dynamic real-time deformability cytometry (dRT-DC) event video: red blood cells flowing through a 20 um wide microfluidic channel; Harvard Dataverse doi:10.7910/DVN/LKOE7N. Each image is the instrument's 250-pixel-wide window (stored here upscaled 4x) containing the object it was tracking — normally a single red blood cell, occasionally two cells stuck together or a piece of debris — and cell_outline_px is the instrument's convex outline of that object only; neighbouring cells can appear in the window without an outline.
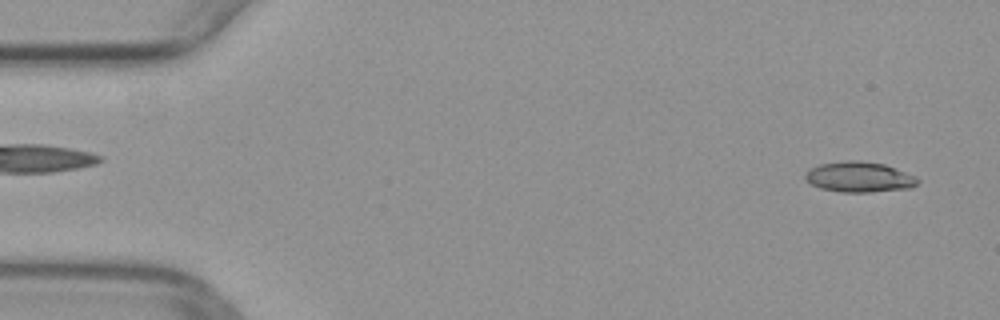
{"species": "common noctule bat (a hibernating species)", "species_latin": "Nyctalus noctula", "temperature_condition": "warm", "stored_images_in_passage": 49, "camera_frame_rate_fps": 3000, "um_per_image_px": 0.085, "animal": {"sex": "female", "body_mass_g": 29.2, "forearm_length_mm": 56.3}, "frame": {"image": 1, "passage_image": 2, "time_ms": 0.333, "image_size_px": [1000, 320], "cell_outline_px": [[920, 180], [912, 188], [868, 192], [844, 192], [820, 188], [812, 184], [804, 176], [808, 168], [820, 164], [848, 160], [856, 160], [884, 164], [916, 176]], "centroid_in_image_um": [73.04, 15.04], "position_along_channel_um": 12.0, "area_um2": 19.83}}
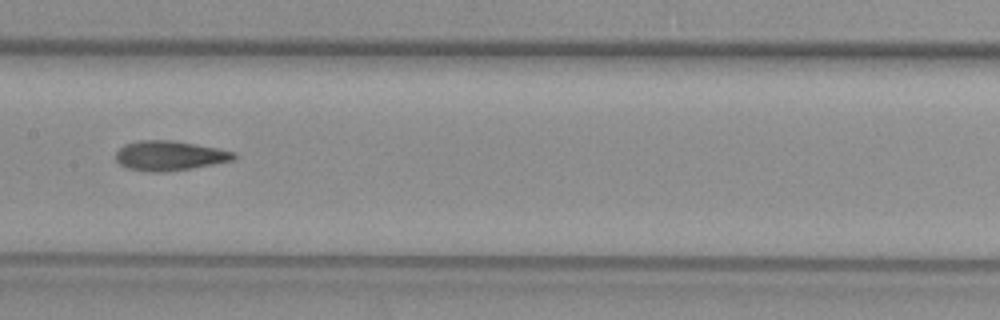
{"frame": {"image": 2, "passage_image": 24, "time_ms": 7.667, "image_size_px": [1000, 320], "cell_outline_px": [[236, 160], [192, 168], [164, 172], [148, 172], [128, 168], [120, 164], [116, 160], [116, 152], [124, 144], [140, 140], [172, 140], [216, 148], [236, 152]], "centroid_in_image_um": [14.42, 13.24], "position_along_channel_um": 193.0, "area_um2": 20.46}}
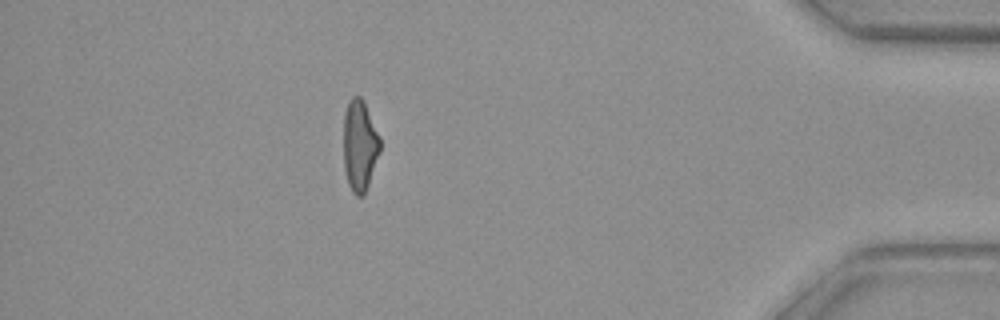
{"frame": {"image": 3, "passage_image": 43, "time_ms": 14.0, "image_size_px": [1000, 320], "cell_outline_px": [[380, 152], [364, 196], [356, 196], [352, 192], [348, 184], [344, 168], [344, 112], [348, 100], [352, 96], [360, 96], [364, 100], [380, 136]], "centroid_in_image_um": [30.58, 12.35], "position_along_channel_um": 404.6, "area_um2": 19.65}}